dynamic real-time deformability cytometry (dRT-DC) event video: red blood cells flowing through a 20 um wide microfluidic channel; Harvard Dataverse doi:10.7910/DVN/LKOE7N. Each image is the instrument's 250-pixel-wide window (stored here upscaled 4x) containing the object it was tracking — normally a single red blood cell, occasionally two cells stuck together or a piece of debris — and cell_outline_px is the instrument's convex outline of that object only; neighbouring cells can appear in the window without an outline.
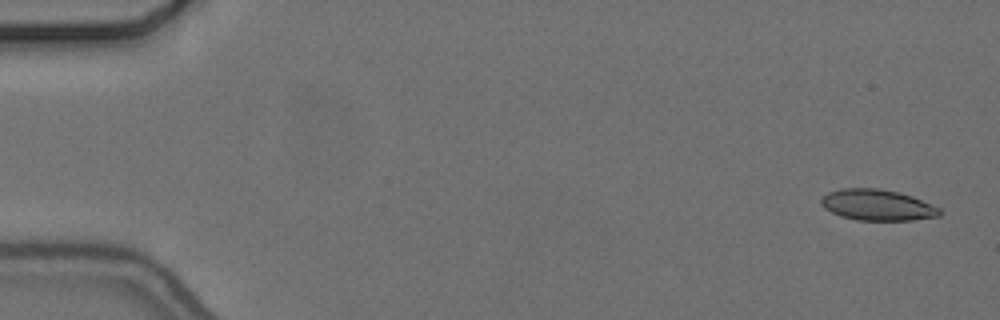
{"species": "common noctule bat (a hibernating species)", "species_latin": "Nyctalus noctula", "temperature_condition": "cold", "stored_images_in_passage": 56, "camera_frame_rate_fps": 3000, "um_per_image_px": 0.085, "animal": {"sex": "female", "body_mass_g": 24.6, "forearm_length_mm": 56.2}, "frame": {"image": 1, "passage_image": 2, "time_ms": 0.333, "image_size_px": [1000, 320], "cell_outline_px": [[944, 212], [940, 216], [912, 220], [856, 220], [840, 216], [824, 208], [820, 204], [820, 200], [828, 192], [840, 188], [876, 188], [896, 192], [912, 196], [940, 208]], "centroid_in_image_um": [74.57, 17.43], "position_along_channel_um": 10.4, "area_um2": 21.44}}
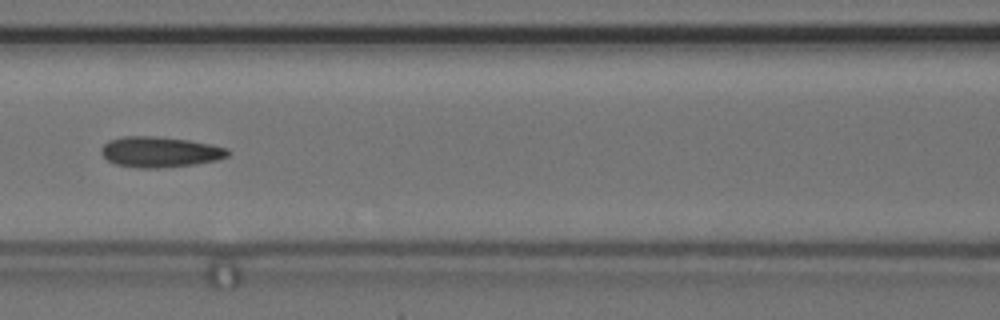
{"frame": {"image": 2, "passage_image": 25, "time_ms": 8.0, "image_size_px": [1000, 320], "cell_outline_px": [[232, 152], [228, 156], [216, 160], [196, 164], [160, 168], [140, 168], [116, 164], [108, 160], [100, 152], [100, 148], [108, 140], [124, 136], [156, 136], [188, 140], [212, 144], [228, 148]], "centroid_in_image_um": [13.61, 12.91], "position_along_channel_um": 153.0, "area_um2": 22.72}}
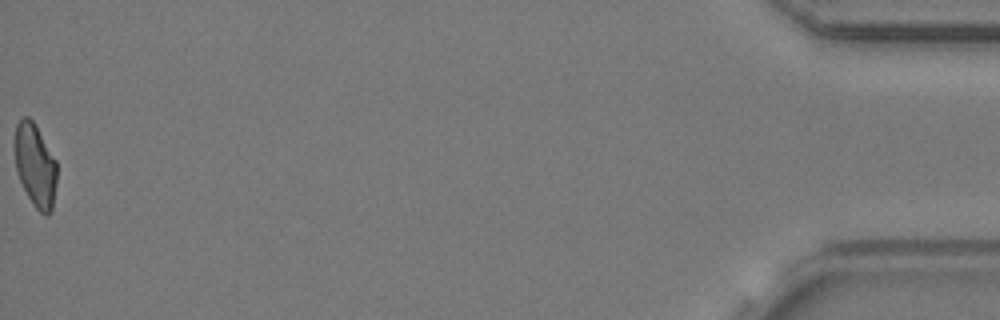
{"frame": {"image": 3, "passage_image": 56, "time_ms": 18.333, "image_size_px": [1000, 320], "cell_outline_px": [[56, 184], [52, 212], [48, 216], [44, 216], [32, 204], [20, 180], [16, 168], [12, 144], [12, 140], [16, 124], [20, 116], [28, 116], [36, 124], [56, 160]], "centroid_in_image_um": [2.96, 14.0], "position_along_channel_um": 432.2, "area_um2": 21.1}, "authors_computed_cell_mechanics": {"area_um2": 21.7906, "velocity_mm_per_s": 3.6719, "shape_relaxation_time_tau1_ms": 7.3812, "shape_relaxation_time_tau2_ms": 2.7296, "deformation_change_tau1": 0.1592, "deformation_change_tau2": 0.108}}